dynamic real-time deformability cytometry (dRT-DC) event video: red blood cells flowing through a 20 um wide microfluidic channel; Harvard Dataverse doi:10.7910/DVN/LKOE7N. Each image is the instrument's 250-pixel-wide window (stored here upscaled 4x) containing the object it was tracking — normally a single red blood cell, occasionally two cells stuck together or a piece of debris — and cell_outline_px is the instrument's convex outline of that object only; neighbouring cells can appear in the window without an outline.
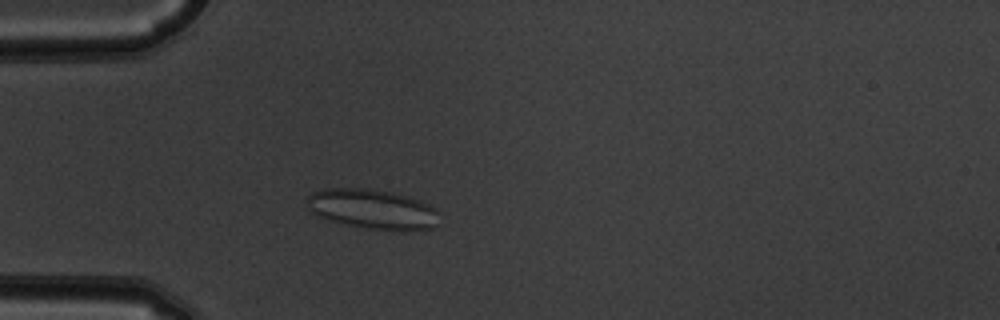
{"species": "common noctule bat (a hibernating species)", "species_latin": "Nyctalus noctula", "temperature_condition": "warm", "stored_images_in_passage": 50, "camera_frame_rate_fps": 3000, "um_per_image_px": 0.085, "animal": {"sex": "male", "body_mass_g": 19.5, "forearm_length_mm": 54.6}, "frame": {"image": 1, "passage_image": 13, "time_ms": 4.0, "image_size_px": [1000, 320], "cell_outline_px": [[440, 212], [436, 228], [420, 232], [400, 232], [364, 228], [344, 224], [328, 220], [316, 216], [308, 212], [308, 196], [312, 192], [324, 188], [368, 188], [392, 192], [408, 196], [428, 204], [436, 208]], "centroid_in_image_um": [31.72, 17.81], "position_along_channel_um": 53.3, "area_um2": 31.79}}
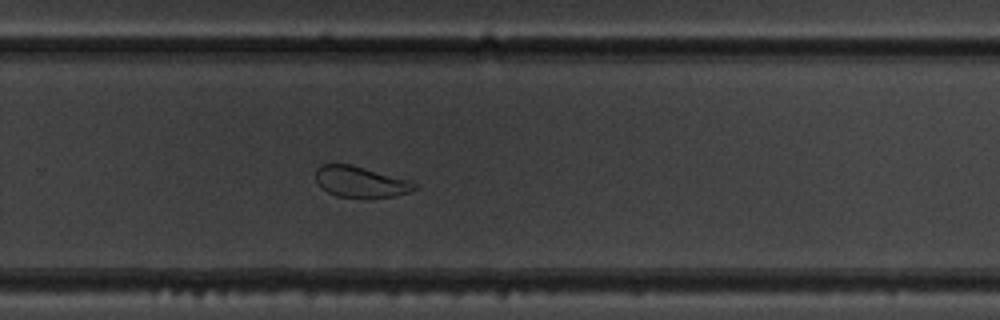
{"frame": {"image": 2, "passage_image": 33, "time_ms": 10.667, "image_size_px": [1000, 320], "cell_outline_px": [[420, 188], [412, 192], [392, 196], [336, 196], [320, 188], [316, 180], [316, 168], [320, 164], [352, 164], [408, 180], [416, 184]], "centroid_in_image_um": [30.63, 15.43], "position_along_channel_um": 299.2, "area_um2": 17.63}}
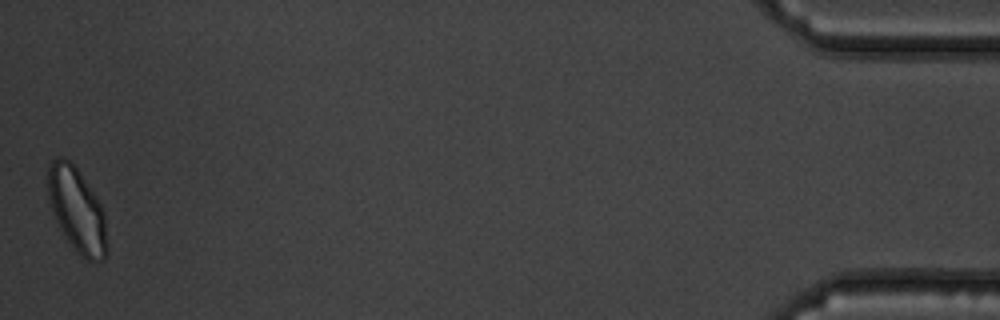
{"frame": {"image": 3, "passage_image": 50, "time_ms": 16.333, "image_size_px": [1000, 320], "cell_outline_px": [[108, 252], [104, 260], [96, 264], [84, 260], [80, 256], [68, 240], [60, 228], [48, 200], [48, 164], [52, 160], [60, 156], [68, 160], [76, 168], [96, 196], [104, 212], [108, 244]], "centroid_in_image_um": [6.57, 17.92], "position_along_channel_um": 428.6, "area_um2": 29.19}, "authors_computed_cell_mechanics": {"area_um2": 24.9985, "velocity_mm_per_s": 3.8389, "shape_relaxation_time_tau1_ms": null, "shape_relaxation_time_tau2_ms": 1.4879, "deformation_change_tau1": null, "deformation_change_tau2": 0.0812}}